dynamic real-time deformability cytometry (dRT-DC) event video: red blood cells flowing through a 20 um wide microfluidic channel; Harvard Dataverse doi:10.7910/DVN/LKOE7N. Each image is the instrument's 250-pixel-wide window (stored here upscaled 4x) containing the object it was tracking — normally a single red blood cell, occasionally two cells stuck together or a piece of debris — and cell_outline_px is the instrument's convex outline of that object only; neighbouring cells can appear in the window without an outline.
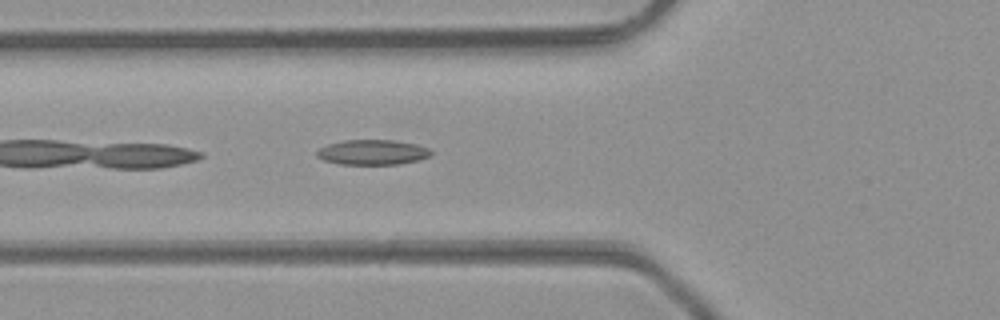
{"species": "common noctule bat (a hibernating species)", "species_latin": "Nyctalus noctula", "temperature_condition": "room temperature", "stored_images_in_passage": 29, "camera_frame_rate_fps": 3000, "um_per_image_px": 0.085, "animal": {"sex": "male", "body_mass_g": 23.1, "forearm_length_mm": 52.7}, "frame": {"image": 1, "passage_image": 3, "time_ms": 0.667, "image_size_px": [1000, 320], "cell_outline_px": [[432, 152], [428, 156], [416, 160], [400, 164], [340, 164], [324, 160], [316, 156], [316, 152], [320, 148], [328, 144], [344, 140], [392, 140], [416, 144], [428, 148]], "centroid_in_image_um": [31.63, 12.94], "position_along_channel_um": 94.2, "area_um2": 16.47}}
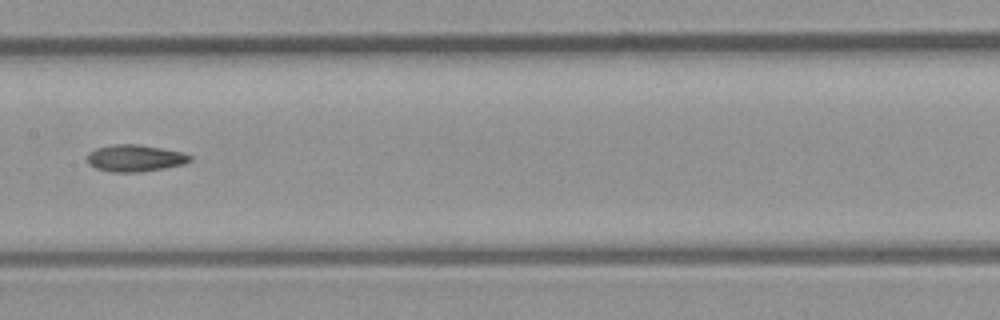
{"frame": {"image": 2, "passage_image": 10, "time_ms": 3.0, "image_size_px": [1000, 320], "cell_outline_px": [[192, 160], [184, 164], [164, 168], [140, 172], [108, 172], [96, 168], [88, 164], [88, 152], [96, 148], [112, 144], [140, 144], [180, 152], [192, 156]], "centroid_in_image_um": [11.45, 13.44], "position_along_channel_um": 196.0, "area_um2": 16.13}}
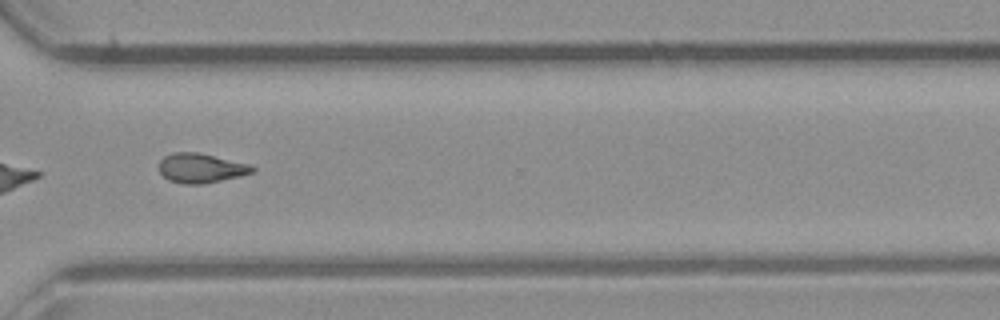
{"frame": {"image": 3, "passage_image": 21, "time_ms": 6.667, "image_size_px": [1000, 320], "cell_outline_px": [[256, 172], [240, 176], [204, 184], [180, 184], [168, 180], [160, 172], [160, 160], [164, 156], [172, 152], [196, 152], [248, 164], [256, 168]], "centroid_in_image_um": [17.07, 14.3], "position_along_channel_um": 353.5, "area_um2": 16.01}, "authors_computed_cell_mechanics": {"area_um2": 15.606, "velocity_mm_per_s": 4.3093, "shape_relaxation_time_tau1_ms": null, "shape_relaxation_time_tau2_ms": 5.409, "deformation_change_tau1": null, "deformation_change_tau2": 0.1376}}